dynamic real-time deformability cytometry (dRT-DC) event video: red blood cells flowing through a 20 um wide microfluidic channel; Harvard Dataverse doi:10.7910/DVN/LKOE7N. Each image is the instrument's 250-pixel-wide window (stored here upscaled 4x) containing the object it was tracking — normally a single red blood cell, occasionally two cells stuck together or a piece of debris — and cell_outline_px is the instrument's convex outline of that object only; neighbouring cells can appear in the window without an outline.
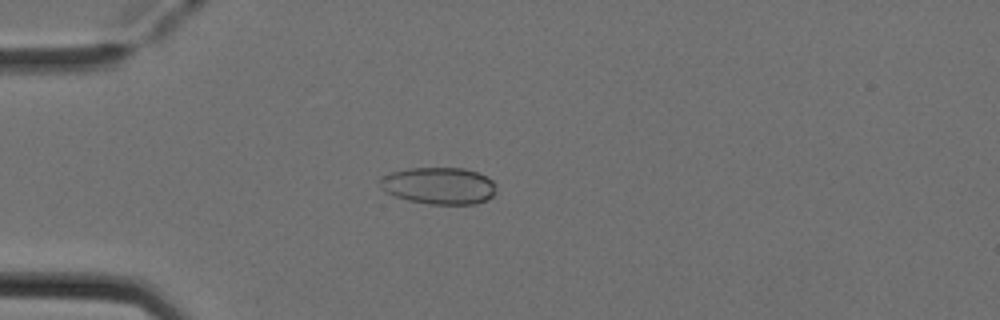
{"species": "Egyptian fruit bat (a non-hibernating species)", "species_latin": "Rousettus aegyptiacus", "temperature_condition": "cold", "stored_images_in_passage": 53, "camera_frame_rate_fps": 3000, "um_per_image_px": 0.085, "animal": {"sex": "female"}, "frame": {"image": 1, "passage_image": 15, "time_ms": 4.667, "image_size_px": [1000, 320], "cell_outline_px": [[496, 192], [492, 196], [476, 204], [432, 204], [408, 200], [396, 196], [380, 188], [380, 180], [388, 172], [408, 168], [464, 168], [476, 172], [492, 180], [496, 184]], "centroid_in_image_um": [37.31, 15.78], "position_along_channel_um": 47.7, "area_um2": 24.91}}
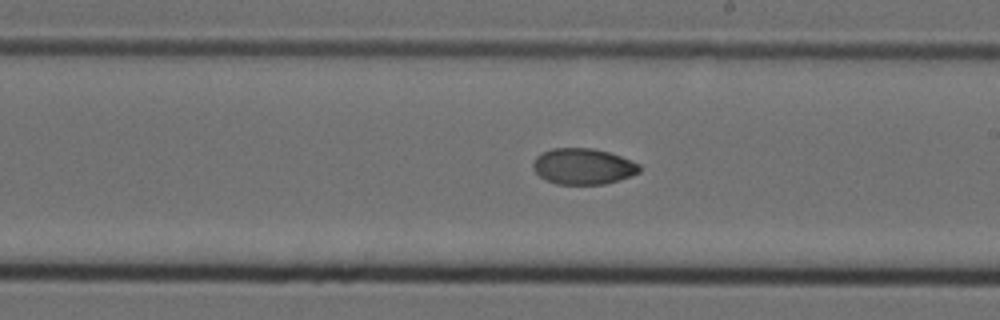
{"frame": {"image": 2, "passage_image": 31, "time_ms": 10.0, "image_size_px": [1000, 320], "cell_outline_px": [[640, 172], [632, 176], [620, 180], [604, 184], [556, 184], [544, 180], [532, 168], [532, 164], [536, 156], [540, 152], [552, 148], [592, 148], [608, 152], [620, 156], [640, 164]], "centroid_in_image_um": [49.54, 14.14], "position_along_channel_um": 239.5, "area_um2": 22.54}}
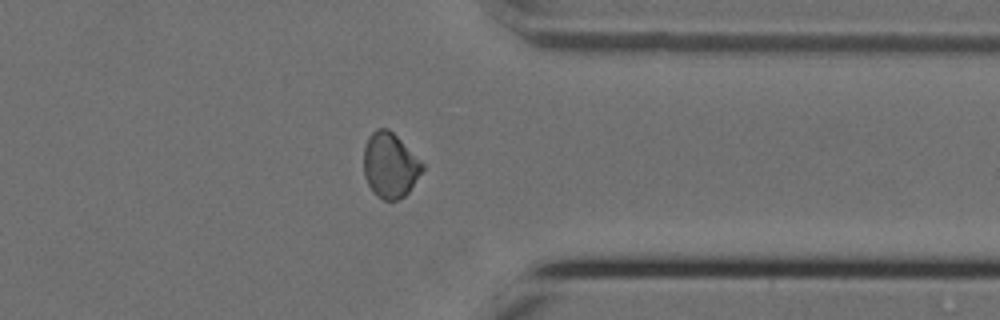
{"frame": {"image": 3, "passage_image": 42, "time_ms": 13.667, "image_size_px": [1000, 320], "cell_outline_px": [[424, 168], [408, 192], [404, 196], [396, 200], [384, 200], [376, 196], [372, 192], [364, 176], [364, 148], [368, 136], [376, 128], [388, 128], [424, 164]], "centroid_in_image_um": [33.12, 14.05], "position_along_channel_um": 378.3, "area_um2": 22.08}}